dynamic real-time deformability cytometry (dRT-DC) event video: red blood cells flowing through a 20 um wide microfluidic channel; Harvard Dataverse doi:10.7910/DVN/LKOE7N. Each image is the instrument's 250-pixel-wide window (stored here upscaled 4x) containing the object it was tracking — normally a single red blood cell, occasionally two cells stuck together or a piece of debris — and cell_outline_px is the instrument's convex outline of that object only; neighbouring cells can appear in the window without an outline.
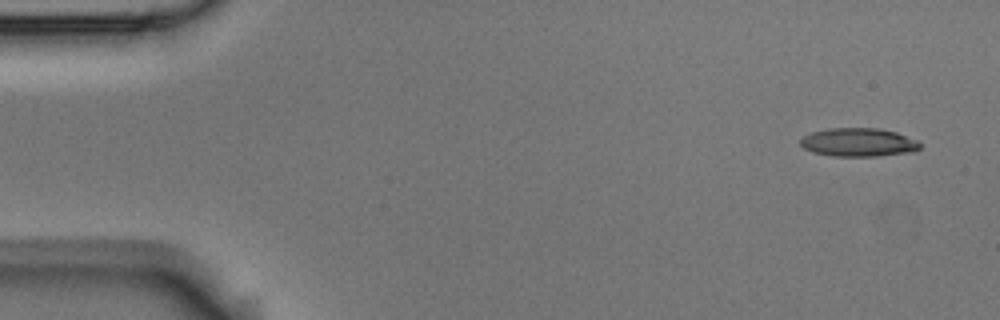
{"species": "Egyptian fruit bat (a non-hibernating species)", "species_latin": "Rousettus aegyptiacus", "temperature_condition": "room temperature", "stored_images_in_passage": 5, "camera_frame_rate_fps": 3000, "um_per_image_px": 0.085, "animal": {"sex": "male"}, "frame": {"image": 1, "passage_image": 1, "time_ms": 0.0, "image_size_px": [1000, 320], "cell_outline_px": [[920, 148], [916, 152], [876, 156], [832, 156], [812, 152], [804, 148], [800, 144], [800, 140], [804, 136], [812, 132], [828, 128], [880, 128], [896, 132], [916, 140], [920, 144]], "centroid_in_image_um": [72.98, 12.1], "position_along_channel_um": 12.0, "area_um2": 19.94}}